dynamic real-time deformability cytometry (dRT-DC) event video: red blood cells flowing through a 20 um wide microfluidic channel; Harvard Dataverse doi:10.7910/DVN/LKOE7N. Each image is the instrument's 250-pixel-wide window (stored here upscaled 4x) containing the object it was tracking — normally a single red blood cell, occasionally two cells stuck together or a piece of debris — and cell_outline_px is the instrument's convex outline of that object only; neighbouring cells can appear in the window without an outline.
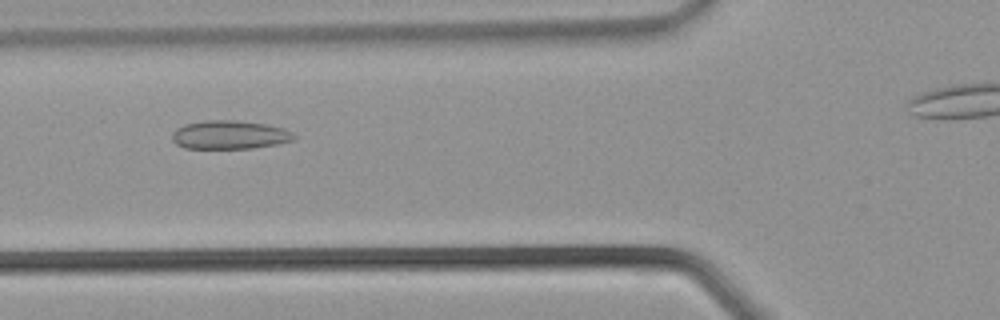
{"species": "common noctule bat (a hibernating species)", "species_latin": "Nyctalus noctula", "temperature_condition": "warm", "stored_images_in_passage": 29, "camera_frame_rate_fps": 3000, "um_per_image_px": 0.085, "animal": {"sex": "male", "body_mass_g": 21.5, "forearm_length_mm": 52.0}, "frame": {"image": 1, "passage_image": 11, "time_ms": 3.333, "image_size_px": [1000, 320], "cell_outline_px": [[296, 136], [292, 140], [276, 144], [252, 148], [184, 148], [176, 144], [172, 140], [172, 132], [176, 128], [184, 124], [204, 120], [236, 120], [264, 124], [284, 128], [292, 132]], "centroid_in_image_um": [19.48, 11.45], "position_along_channel_um": 106.3, "area_um2": 20.29}}
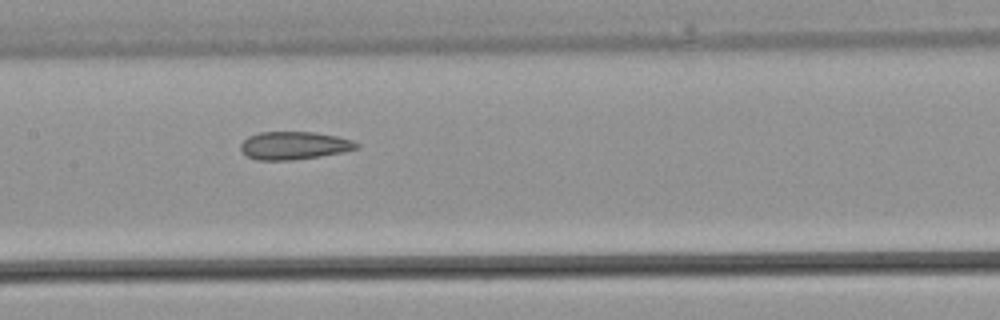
{"frame": {"image": 2, "passage_image": 15, "time_ms": 4.667, "image_size_px": [1000, 320], "cell_outline_px": [[360, 148], [344, 152], [320, 156], [292, 160], [256, 160], [248, 156], [240, 148], [240, 144], [248, 136], [260, 132], [316, 132], [336, 136], [352, 140], [360, 144]], "centroid_in_image_um": [25.03, 12.37], "position_along_channel_um": 182.4, "area_um2": 18.9}}
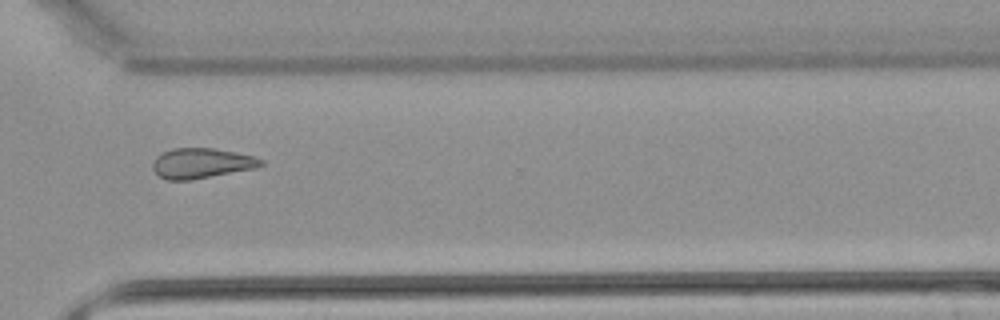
{"frame": {"image": 3, "passage_image": 24, "time_ms": 7.667, "image_size_px": [1000, 320], "cell_outline_px": [[264, 164], [256, 168], [192, 180], [168, 180], [160, 176], [152, 168], [152, 164], [156, 156], [172, 148], [212, 148], [252, 156], [264, 160]], "centroid_in_image_um": [17.12, 13.88], "position_along_channel_um": 353.5, "area_um2": 18.9}}